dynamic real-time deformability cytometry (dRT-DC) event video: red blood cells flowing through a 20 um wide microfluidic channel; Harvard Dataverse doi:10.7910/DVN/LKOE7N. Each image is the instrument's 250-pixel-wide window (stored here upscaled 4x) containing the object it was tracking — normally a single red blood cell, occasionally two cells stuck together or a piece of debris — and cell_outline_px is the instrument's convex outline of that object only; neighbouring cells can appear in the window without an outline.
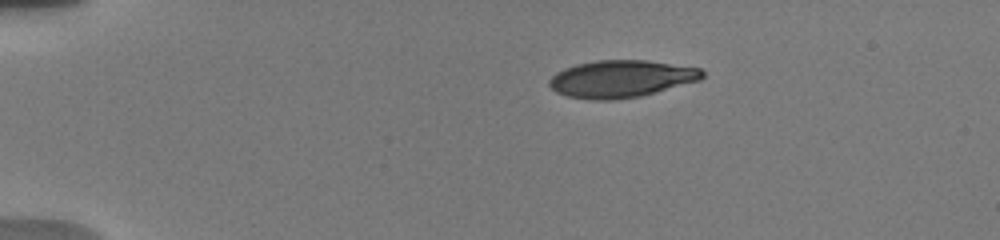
{"species": "human", "species_latin": "Homo sapiens", "temperature_condition": "warm", "stored_images_in_passage": 7, "camera_frame_rate_fps": 3000, "um_per_image_px": 0.085, "donor": {"sex": "male"}, "frame": {"image": 1, "passage_image": 1, "time_ms": 0.0, "image_size_px": [1000, 240], "cell_outline_px": [[704, 76], [700, 80], [656, 92], [640, 96], [616, 100], [592, 100], [568, 96], [556, 92], [548, 84], [548, 80], [556, 72], [564, 68], [576, 64], [596, 60], [648, 60], [700, 68], [704, 72]], "centroid_in_image_um": [52.78, 6.7], "position_along_channel_um": 32.2, "area_um2": 33.29}}
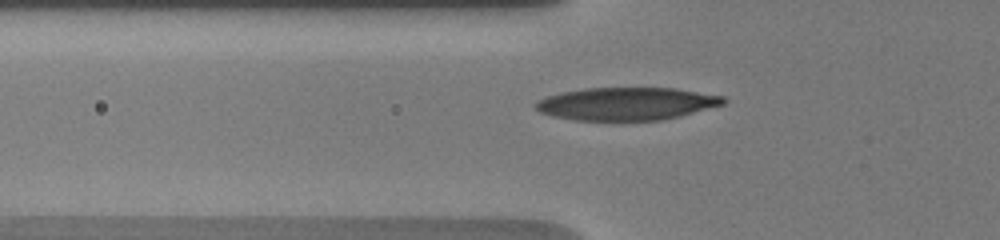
{"frame": {"image": 2, "passage_image": 6, "time_ms": 3.0, "image_size_px": [1000, 240], "cell_outline_px": [[728, 100], [724, 104], [680, 116], [660, 120], [576, 120], [552, 116], [540, 112], [532, 104], [536, 100], [544, 96], [584, 88], [676, 88], [724, 96]], "centroid_in_image_um": [53.24, 8.81], "position_along_channel_um": 72.6, "area_um2": 35.95}}